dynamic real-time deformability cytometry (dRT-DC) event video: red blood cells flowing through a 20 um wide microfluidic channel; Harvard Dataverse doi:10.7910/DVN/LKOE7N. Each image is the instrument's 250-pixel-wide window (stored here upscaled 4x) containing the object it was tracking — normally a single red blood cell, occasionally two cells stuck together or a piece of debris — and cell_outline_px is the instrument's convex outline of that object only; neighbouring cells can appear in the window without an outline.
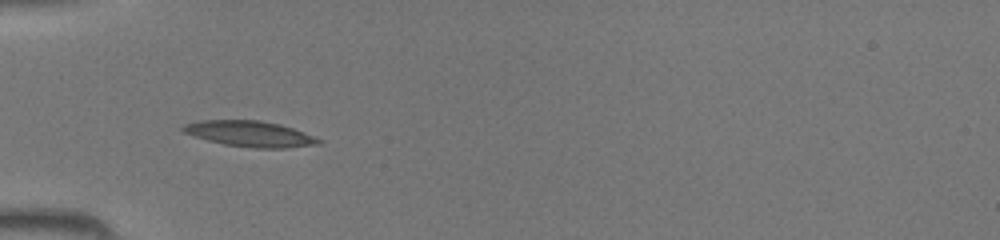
{"species": "common noctule bat (a hibernating species)", "species_latin": "Nyctalus noctula", "temperature_condition": "room temperature", "stored_images_in_passage": 30, "camera_frame_rate_fps": 3000, "um_per_image_px": 0.085, "animal": {"sex": "female", "body_mass_g": 19.5, "forearm_length_mm": 54.1}, "frame": {"image": 1, "passage_image": 1, "time_ms": 0.0, "image_size_px": [1000, 240], "cell_outline_px": [[324, 140], [320, 144], [284, 148], [256, 148], [224, 144], [208, 140], [184, 132], [180, 128], [184, 124], [200, 120], [260, 120], [280, 124], [304, 132]], "centroid_in_image_um": [21.27, 11.37], "position_along_channel_um": 63.7, "area_um2": 20.29}}
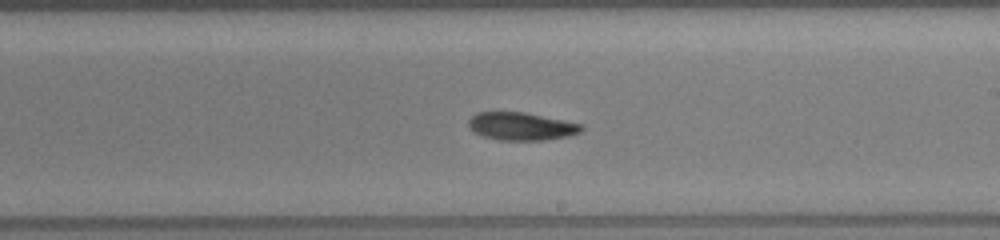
{"frame": {"image": 2, "passage_image": 13, "time_ms": 4.0, "image_size_px": [1000, 240], "cell_outline_px": [[584, 128], [580, 132], [568, 136], [544, 140], [500, 140], [480, 136], [472, 132], [468, 128], [468, 120], [476, 112], [524, 112], [584, 124]], "centroid_in_image_um": [44.28, 10.74], "position_along_channel_um": 244.7, "area_um2": 18.55}}
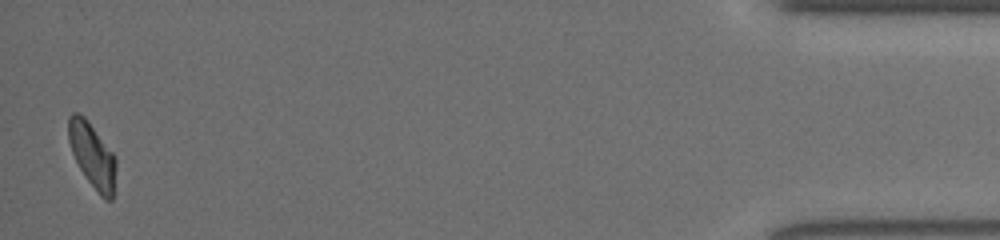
{"frame": {"image": 3, "passage_image": 30, "time_ms": 9.667, "image_size_px": [1000, 240], "cell_outline_px": [[116, 168], [112, 200], [104, 200], [100, 196], [84, 176], [72, 152], [68, 140], [68, 116], [72, 112], [80, 112], [88, 120], [112, 152], [116, 160]], "centroid_in_image_um": [7.83, 13.19], "position_along_channel_um": 427.4, "area_um2": 17.98}}